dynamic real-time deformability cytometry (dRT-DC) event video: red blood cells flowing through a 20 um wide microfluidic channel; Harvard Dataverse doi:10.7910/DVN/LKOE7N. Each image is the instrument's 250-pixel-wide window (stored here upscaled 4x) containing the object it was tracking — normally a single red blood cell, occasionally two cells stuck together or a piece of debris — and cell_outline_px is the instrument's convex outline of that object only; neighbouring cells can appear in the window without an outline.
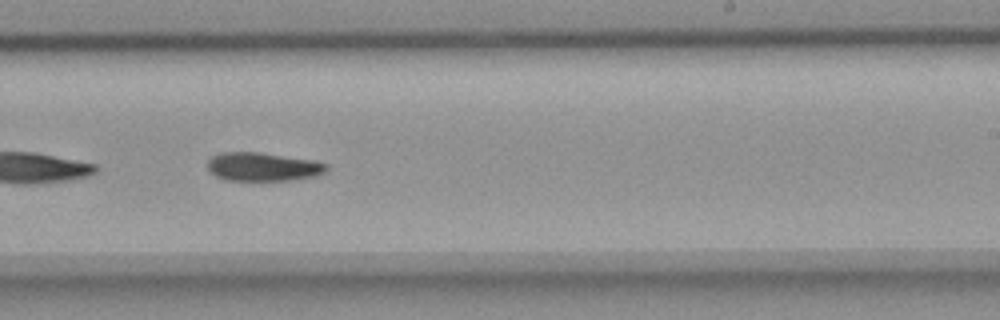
{"species": "common noctule bat (a hibernating species)", "species_latin": "Nyctalus noctula", "temperature_condition": "room temperature", "stored_images_in_passage": 53, "camera_frame_rate_fps": 3000, "um_per_image_px": 0.085, "animal": {"sex": "female", "body_mass_g": 18.4}, "frame": {"image": 1, "passage_image": 31, "time_ms": 10.0, "image_size_px": [1000, 320], "cell_outline_px": [[328, 168], [324, 172], [316, 176], [292, 180], [224, 180], [216, 176], [208, 168], [208, 160], [212, 156], [220, 152], [256, 152], [312, 160], [328, 164]], "centroid_in_image_um": [22.34, 14.18], "position_along_channel_um": 266.7, "area_um2": 19.65}}
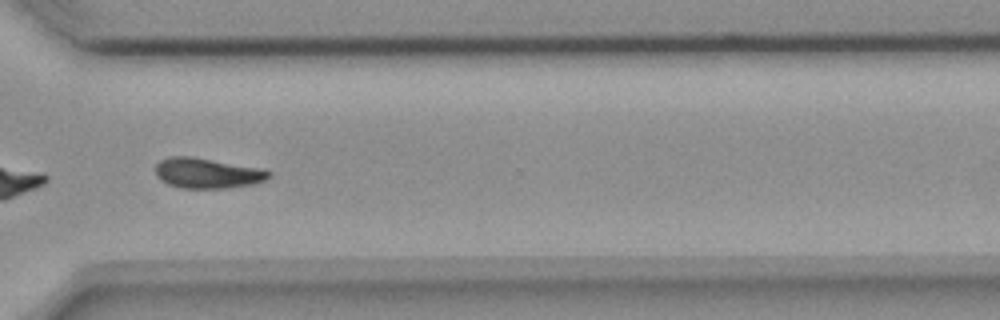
{"frame": {"image": 2, "passage_image": 38, "time_ms": 12.333, "image_size_px": [1000, 320], "cell_outline_px": [[272, 176], [256, 184], [224, 188], [180, 188], [168, 184], [160, 180], [156, 176], [156, 164], [160, 160], [168, 156], [192, 156], [264, 168], [272, 172]], "centroid_in_image_um": [17.65, 14.71], "position_along_channel_um": 353.0, "area_um2": 20.4}, "authors_computed_cell_mechanics": {"area_um2": 20.4612, "velocity_mm_per_s": 3.6629, "shape_relaxation_time_tau1_ms": 5.4537, "shape_relaxation_time_tau2_ms": null, "deformation_change_tau1": 0.1539, "deformation_change_tau2": null}}